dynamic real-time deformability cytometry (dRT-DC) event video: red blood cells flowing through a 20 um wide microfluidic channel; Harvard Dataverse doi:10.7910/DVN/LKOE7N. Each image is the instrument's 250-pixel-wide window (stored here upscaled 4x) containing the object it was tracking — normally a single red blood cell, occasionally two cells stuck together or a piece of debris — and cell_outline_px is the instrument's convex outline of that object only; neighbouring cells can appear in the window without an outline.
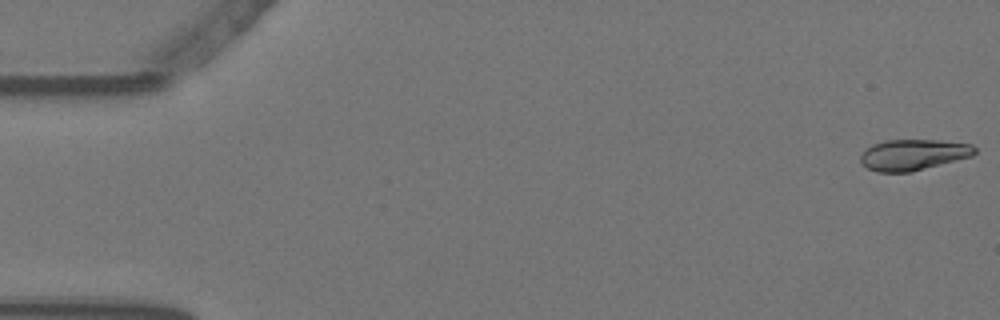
{"species": "Egyptian fruit bat (a non-hibernating species)", "species_latin": "Rousettus aegyptiacus", "temperature_condition": "warm", "stored_images_in_passage": 57, "camera_frame_rate_fps": 3000, "um_per_image_px": 0.085, "animal": {"sex": "female"}, "frame": {"image": 1, "passage_image": 1, "time_ms": 0.0, "image_size_px": [1000, 320], "cell_outline_px": [[976, 152], [972, 156], [912, 172], [876, 172], [868, 168], [860, 160], [860, 156], [872, 144], [884, 140], [940, 140], [972, 144], [976, 148]], "centroid_in_image_um": [77.65, 13.15], "position_along_channel_um": 7.4, "area_um2": 20.58}}
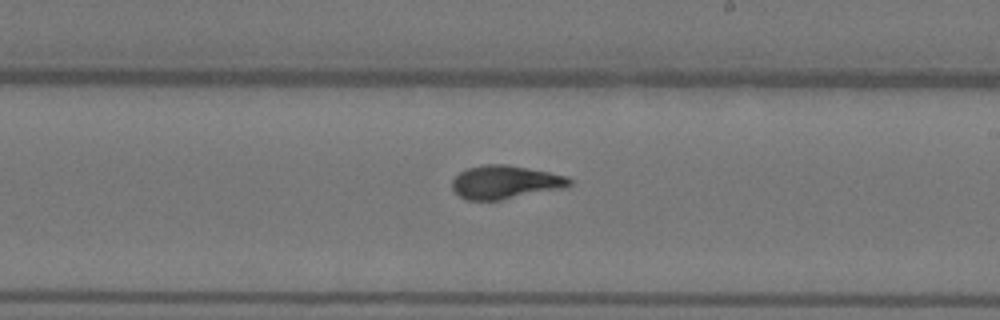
{"frame": {"image": 2, "passage_image": 33, "time_ms": 10.667, "image_size_px": [1000, 320], "cell_outline_px": [[572, 184], [568, 188], [500, 200], [464, 200], [452, 188], [452, 180], [460, 172], [468, 168], [484, 164], [508, 164], [568, 176], [572, 180]], "centroid_in_image_um": [42.99, 15.49], "position_along_channel_um": 246.0, "area_um2": 23.06}}
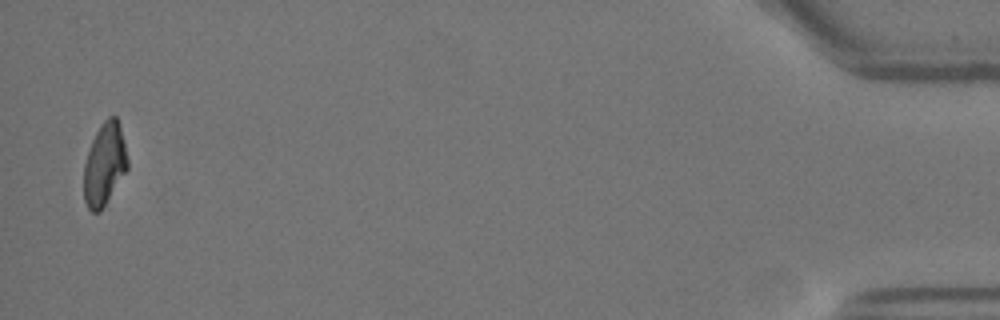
{"frame": {"image": 3, "passage_image": 56, "time_ms": 18.333, "image_size_px": [1000, 320], "cell_outline_px": [[128, 168], [100, 212], [92, 212], [88, 208], [84, 200], [84, 164], [92, 140], [100, 124], [108, 116], [116, 116], [124, 140], [128, 160]], "centroid_in_image_um": [8.88, 13.96], "position_along_channel_um": 426.3, "area_um2": 20.87}}